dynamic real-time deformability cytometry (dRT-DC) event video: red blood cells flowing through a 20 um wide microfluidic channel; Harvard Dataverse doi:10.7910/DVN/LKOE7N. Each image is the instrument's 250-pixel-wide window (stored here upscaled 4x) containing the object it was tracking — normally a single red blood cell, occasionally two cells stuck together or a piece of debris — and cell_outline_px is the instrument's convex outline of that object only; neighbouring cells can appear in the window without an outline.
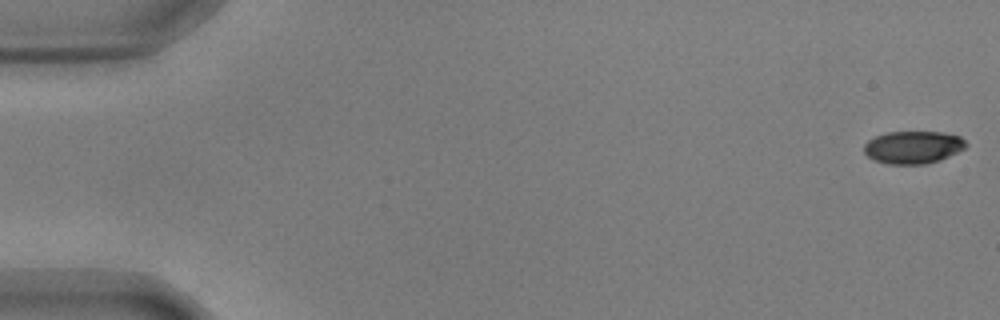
{"species": "common noctule bat (a hibernating species)", "species_latin": "Nyctalus noctula", "temperature_condition": "warm", "stored_images_in_passage": 23, "camera_frame_rate_fps": 3000, "um_per_image_px": 0.085, "animal": {"sex": "male", "body_mass_g": 17.9, "forearm_length_mm": 54.2}, "frame": {"image": 1, "passage_image": 1, "time_ms": 0.0, "image_size_px": [1000, 320], "cell_outline_px": [[968, 144], [964, 148], [940, 160], [924, 164], [888, 164], [872, 160], [864, 152], [864, 144], [868, 140], [876, 136], [888, 132], [944, 132], [960, 136]], "centroid_in_image_um": [77.59, 12.51], "position_along_channel_um": 7.4, "area_um2": 19.36}}
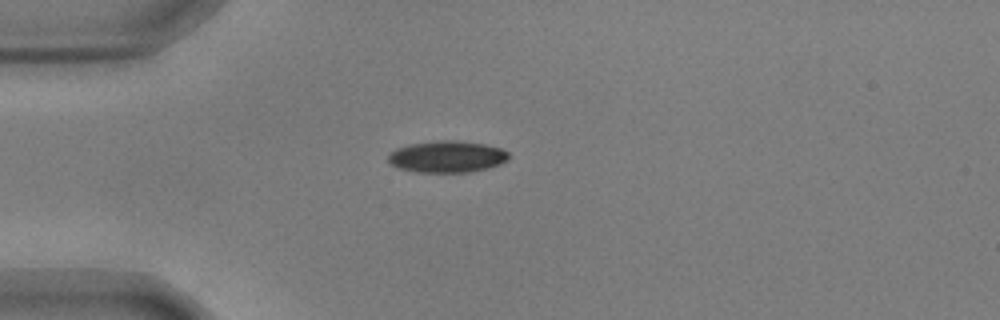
{"frame": {"image": 2, "passage_image": 15, "time_ms": 4.667, "image_size_px": [1000, 320], "cell_outline_px": [[508, 160], [500, 164], [488, 168], [468, 172], [416, 172], [400, 168], [388, 164], [388, 152], [396, 148], [408, 144], [436, 140], [456, 140], [484, 144], [500, 148], [508, 152]], "centroid_in_image_um": [37.95, 13.31], "position_along_channel_um": 47.0, "area_um2": 22.43}}
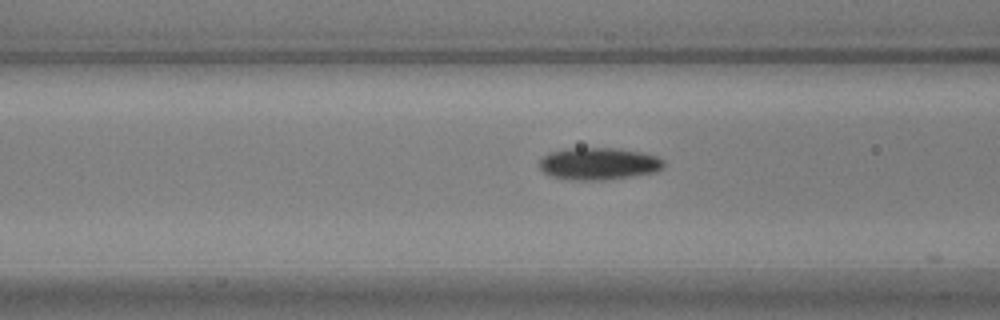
{"frame": {"image": 3, "passage_image": 22, "time_ms": 7.0, "image_size_px": [1000, 320], "cell_outline_px": [[664, 168], [656, 172], [632, 176], [604, 180], [568, 180], [552, 176], [544, 172], [540, 168], [540, 160], [548, 152], [568, 148], [616, 148], [640, 152], [656, 156], [664, 160]], "centroid_in_image_um": [50.89, 13.92], "position_along_channel_um": 115.7, "area_um2": 23.41}}